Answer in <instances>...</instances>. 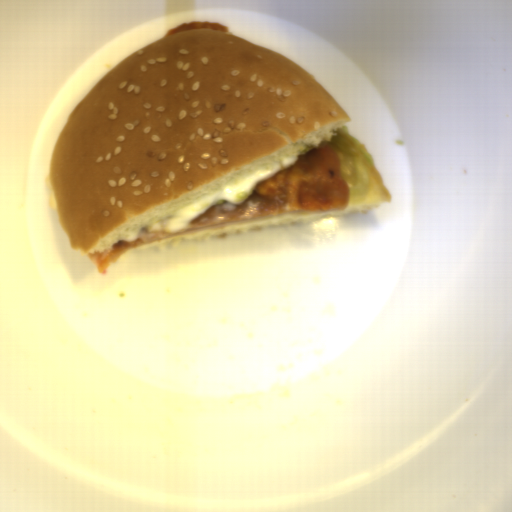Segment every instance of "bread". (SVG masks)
I'll return each mask as SVG.
<instances>
[{
	"instance_id": "bread-1",
	"label": "bread",
	"mask_w": 512,
	"mask_h": 512,
	"mask_svg": "<svg viewBox=\"0 0 512 512\" xmlns=\"http://www.w3.org/2000/svg\"><path fill=\"white\" fill-rule=\"evenodd\" d=\"M350 121L280 53L201 28L164 36L108 70L63 123L49 162L60 226L77 252L111 251Z\"/></svg>"
},
{
	"instance_id": "bread-2",
	"label": "bread",
	"mask_w": 512,
	"mask_h": 512,
	"mask_svg": "<svg viewBox=\"0 0 512 512\" xmlns=\"http://www.w3.org/2000/svg\"><path fill=\"white\" fill-rule=\"evenodd\" d=\"M390 194L373 166L372 189L370 199L362 205L348 203L345 210H300L274 216L242 220L218 226H188V230L154 242H147L135 247L134 250H145L170 242H190L205 240L214 236H228L254 230L305 223L325 218L347 216L370 205L390 201Z\"/></svg>"
}]
</instances>
